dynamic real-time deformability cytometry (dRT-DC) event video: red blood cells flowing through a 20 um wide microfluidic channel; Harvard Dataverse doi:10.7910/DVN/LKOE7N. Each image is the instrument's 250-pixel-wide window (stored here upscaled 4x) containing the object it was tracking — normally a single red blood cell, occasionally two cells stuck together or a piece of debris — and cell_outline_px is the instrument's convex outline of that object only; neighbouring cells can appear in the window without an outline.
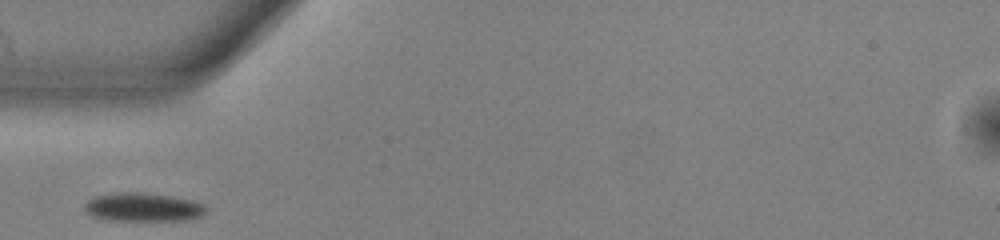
{"species": "common noctule bat (a hibernating species)", "species_latin": "Nyctalus noctula", "temperature_condition": "warm", "stored_images_in_passage": 26, "camera_frame_rate_fps": 3000, "um_per_image_px": 0.085, "animal": {"sex": "male", "body_mass_g": 13.0, "forearm_length_mm": 53.1}, "frame": {"image": 1, "passage_image": 1, "time_ms": 0.0, "image_size_px": [1000, 240], "cell_outline_px": [[208, 208], [200, 216], [188, 220], [108, 220], [92, 216], [84, 212], [84, 204], [88, 200], [96, 196], [120, 192], [140, 192], [172, 196], [192, 200], [204, 204]], "centroid_in_image_um": [12.15, 17.61], "position_along_channel_um": 72.9, "area_um2": 20.29}}
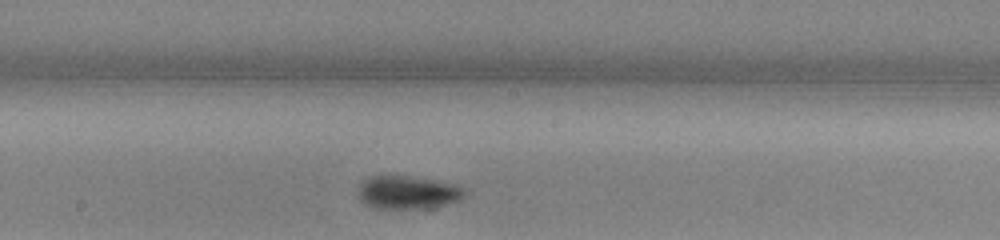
{"frame": {"image": 2, "passage_image": 12, "time_ms": 3.667, "image_size_px": [1000, 240], "cell_outline_px": [[468, 196], [460, 200], [432, 212], [380, 212], [364, 204], [356, 196], [356, 188], [368, 176], [380, 172], [396, 172], [420, 176], [440, 180], [456, 184], [464, 188], [468, 192]], "centroid_in_image_um": [34.65, 16.4], "position_along_channel_um": 213.6, "area_um2": 24.45}}
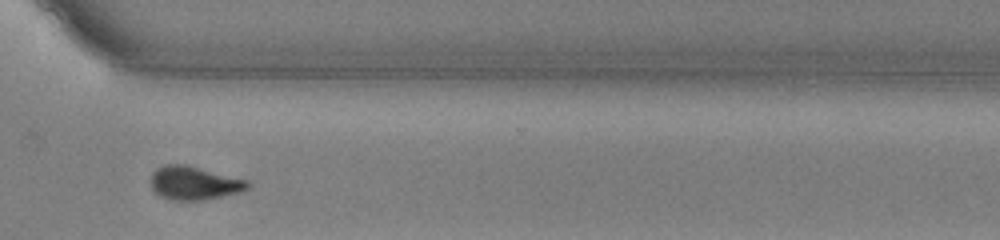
{"frame": {"image": 3, "passage_image": 23, "time_ms": 7.333, "image_size_px": [1000, 240], "cell_outline_px": [[252, 184], [248, 188], [240, 192], [204, 200], [168, 200], [160, 196], [152, 188], [148, 180], [152, 172], [156, 168], [164, 164], [188, 164], [248, 180]], "centroid_in_image_um": [16.47, 15.54], "position_along_channel_um": 354.1, "area_um2": 19.36}}